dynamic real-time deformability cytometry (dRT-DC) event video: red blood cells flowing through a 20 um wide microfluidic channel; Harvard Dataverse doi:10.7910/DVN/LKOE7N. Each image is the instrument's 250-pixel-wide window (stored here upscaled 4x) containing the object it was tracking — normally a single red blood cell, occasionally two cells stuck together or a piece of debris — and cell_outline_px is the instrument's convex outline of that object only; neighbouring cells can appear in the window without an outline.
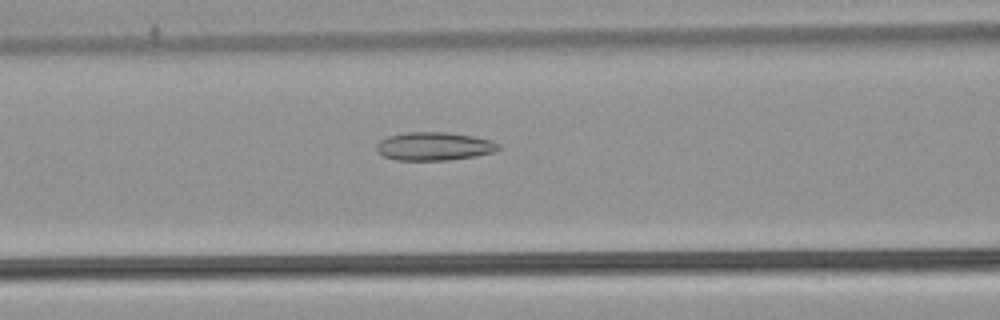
{"species": "common noctule bat (a hibernating species)", "species_latin": "Nyctalus noctula", "temperature_condition": "warm", "stored_images_in_passage": 54, "camera_frame_rate_fps": 3000, "um_per_image_px": 0.085, "animal": {"sex": "male", "body_mass_g": 21.5, "forearm_length_mm": 52.0}, "frame": {"image": 1, "passage_image": 23, "time_ms": 7.333, "image_size_px": [1000, 320], "cell_outline_px": [[500, 148], [492, 152], [476, 156], [448, 160], [396, 160], [384, 156], [376, 152], [376, 144], [380, 140], [388, 136], [408, 132], [448, 132], [476, 136], [492, 140], [500, 144]], "centroid_in_image_um": [36.9, 12.43], "position_along_channel_um": 129.7, "area_um2": 20.29}}
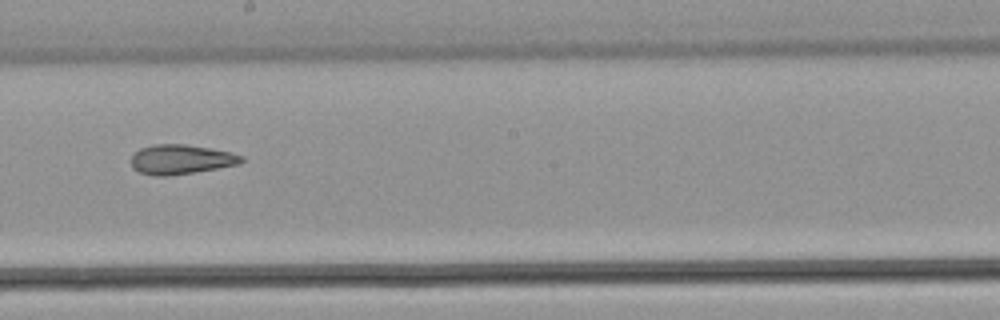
{"frame": {"image": 2, "passage_image": 31, "time_ms": 10.0, "image_size_px": [1000, 320], "cell_outline_px": [[244, 160], [240, 164], [168, 176], [156, 176], [140, 172], [132, 168], [132, 156], [140, 148], [156, 144], [184, 144], [232, 152], [244, 156]], "centroid_in_image_um": [15.4, 13.55], "position_along_channel_um": 232.8, "area_um2": 18.84}}
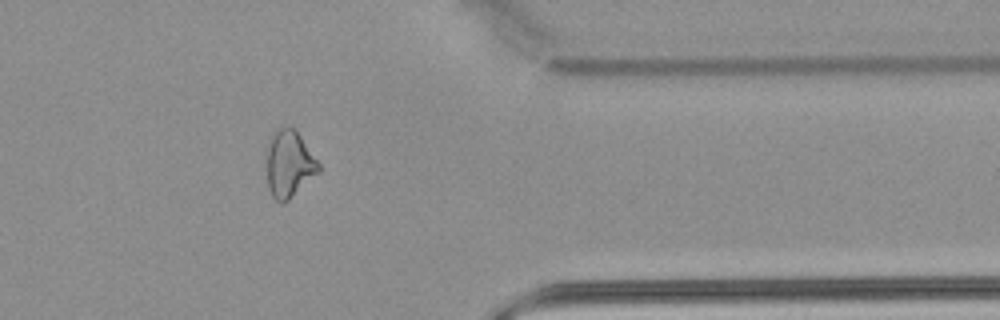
{"frame": {"image": 3, "passage_image": 44, "time_ms": 14.333, "image_size_px": [1000, 320], "cell_outline_px": [[320, 172], [288, 200], [280, 204], [272, 196], [268, 188], [264, 156], [268, 140], [272, 132], [276, 128], [288, 124], [300, 136], [320, 164]], "centroid_in_image_um": [24.51, 13.91], "position_along_channel_um": 386.9, "area_um2": 20.92}, "authors_computed_cell_mechanics": {"area_um2": 22.0796, "velocity_mm_per_s": 3.8805, "shape_relaxation_time_tau1_ms": null, "shape_relaxation_time_tau2_ms": 4.7831, "deformation_change_tau1": null, "deformation_change_tau2": 0.1397}}